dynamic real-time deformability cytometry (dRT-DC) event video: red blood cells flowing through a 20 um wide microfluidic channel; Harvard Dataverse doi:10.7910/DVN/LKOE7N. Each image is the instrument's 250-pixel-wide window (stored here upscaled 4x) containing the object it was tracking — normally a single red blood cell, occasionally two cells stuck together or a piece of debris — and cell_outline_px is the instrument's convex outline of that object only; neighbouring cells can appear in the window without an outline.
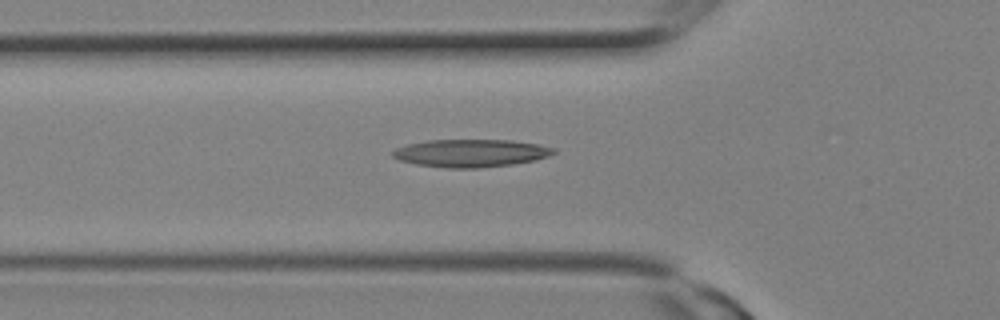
{"species": "Egyptian fruit bat (a non-hibernating species)", "species_latin": "Rousettus aegyptiacus", "temperature_condition": "room temperature", "stored_images_in_passage": 11, "camera_frame_rate_fps": 3000, "um_per_image_px": 0.085, "animal": {"sex": "female"}, "frame": {"image": 1, "passage_image": 2, "time_ms": 0.333, "image_size_px": [1000, 320], "cell_outline_px": [[556, 152], [548, 156], [536, 160], [512, 164], [480, 168], [448, 168], [416, 164], [400, 160], [392, 156], [392, 152], [396, 148], [408, 144], [428, 140], [512, 140], [536, 144], [556, 148]], "centroid_in_image_um": [40.03, 13.01], "position_along_channel_um": 85.8, "area_um2": 25.95}}
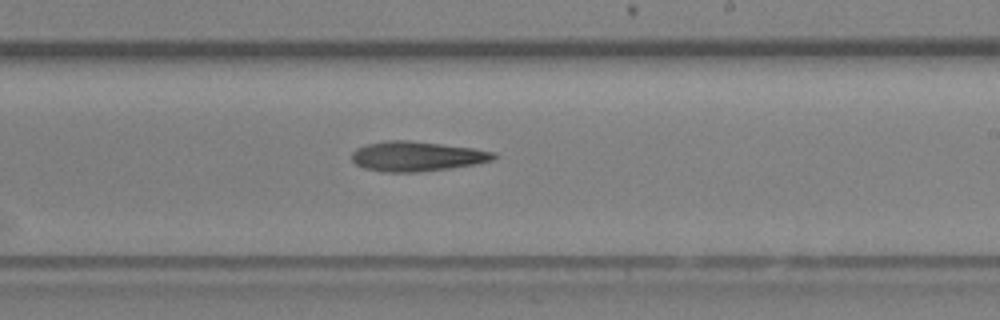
{"frame": {"image": 2, "passage_image": 8, "time_ms": 2.333, "image_size_px": [1000, 320], "cell_outline_px": [[496, 156], [492, 160], [476, 164], [452, 168], [416, 172], [384, 172], [364, 168], [356, 164], [352, 160], [352, 152], [356, 148], [364, 144], [384, 140], [408, 140], [472, 148], [496, 152]], "centroid_in_image_um": [35.39, 13.28], "position_along_channel_um": 253.6, "area_um2": 24.74}}
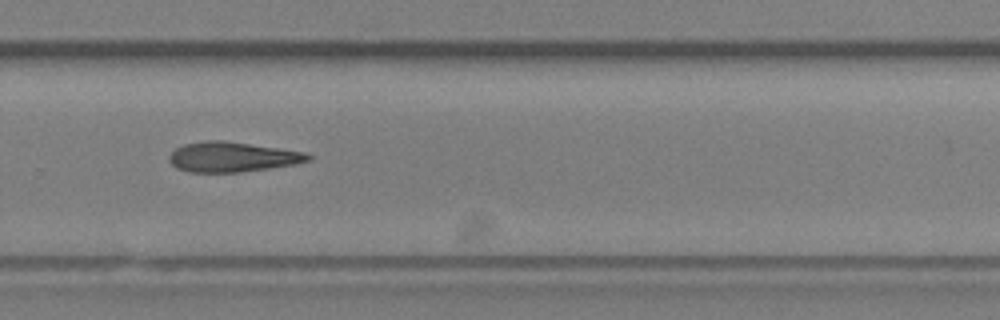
{"frame": {"image": 3, "passage_image": 10, "time_ms": 3.0, "image_size_px": [1000, 320], "cell_outline_px": [[312, 156], [308, 160], [296, 164], [240, 172], [188, 172], [176, 168], [168, 160], [168, 156], [176, 148], [184, 144], [204, 140], [220, 140], [304, 152]], "centroid_in_image_um": [19.68, 13.34], "position_along_channel_um": 310.1, "area_um2": 23.99}}